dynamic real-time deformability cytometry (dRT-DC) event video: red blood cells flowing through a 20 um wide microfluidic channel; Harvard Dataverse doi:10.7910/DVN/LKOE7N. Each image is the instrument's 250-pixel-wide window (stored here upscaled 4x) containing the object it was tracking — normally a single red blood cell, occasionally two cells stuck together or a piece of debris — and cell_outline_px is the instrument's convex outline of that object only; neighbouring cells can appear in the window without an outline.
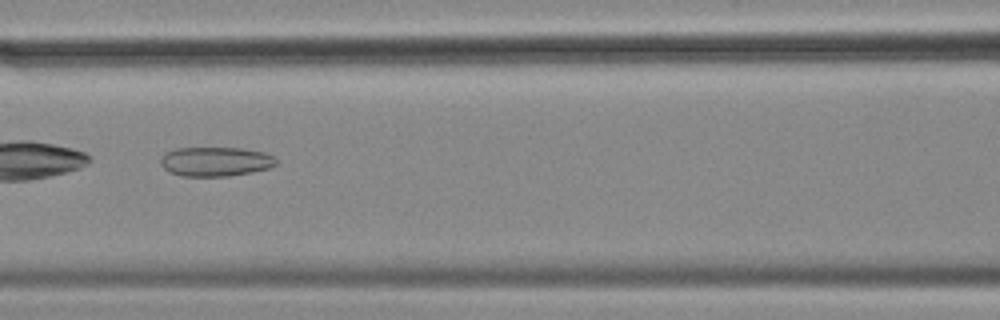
{"species": "common noctule bat (a hibernating species)", "species_latin": "Nyctalus noctula", "temperature_condition": "cold", "stored_images_in_passage": 55, "camera_frame_rate_fps": 3000, "um_per_image_px": 0.085, "animal": {"sex": "female", "body_mass_g": 18.4}, "frame": {"image": 1, "passage_image": 24, "time_ms": 7.667, "image_size_px": [1000, 320], "cell_outline_px": [[276, 164], [268, 168], [252, 172], [228, 176], [180, 176], [168, 172], [160, 164], [160, 160], [164, 152], [176, 148], [240, 148], [264, 152], [272, 156], [276, 160]], "centroid_in_image_um": [18.26, 13.73], "position_along_channel_um": 148.3, "area_um2": 19.83}}